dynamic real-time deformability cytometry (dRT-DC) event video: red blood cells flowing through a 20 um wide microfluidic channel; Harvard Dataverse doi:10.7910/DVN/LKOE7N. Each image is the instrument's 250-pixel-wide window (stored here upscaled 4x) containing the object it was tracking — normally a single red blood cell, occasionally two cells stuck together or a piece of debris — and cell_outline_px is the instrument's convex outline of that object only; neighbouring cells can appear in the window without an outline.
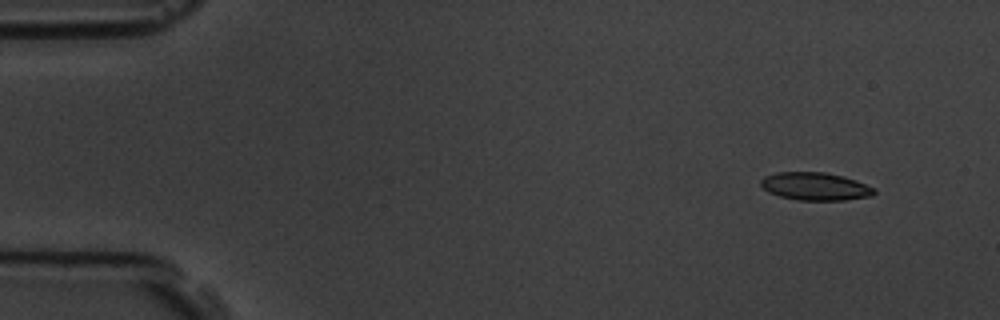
{"species": "common noctule bat (a hibernating species)", "species_latin": "Nyctalus noctula", "temperature_condition": "room temperature", "stored_images_in_passage": 4, "camera_frame_rate_fps": 3000, "um_per_image_px": 0.085, "animal": {"sex": "male", "body_mass_g": 19.5, "forearm_length_mm": 54.6}, "frame": {"image": 1, "passage_image": 1, "time_ms": 0.0, "image_size_px": [1000, 320], "cell_outline_px": [[876, 192], [872, 196], [844, 200], [800, 200], [780, 196], [768, 192], [760, 184], [760, 180], [764, 176], [776, 172], [824, 172], [844, 176], [856, 180], [876, 188]], "centroid_in_image_um": [69.31, 15.83], "position_along_channel_um": 15.7, "area_um2": 18.5}}
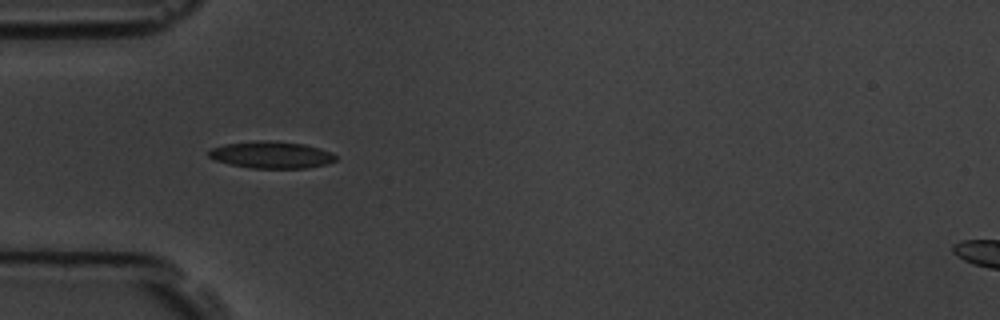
{"frame": {"image": 2, "passage_image": 4, "time_ms": 4.0, "image_size_px": [1000, 320], "cell_outline_px": [[336, 160], [324, 164], [308, 168], [252, 168], [228, 164], [216, 160], [208, 156], [208, 152], [212, 148], [224, 144], [260, 140], [276, 140], [304, 144], [320, 148], [332, 152], [336, 156]], "centroid_in_image_um": [23.07, 13.15], "position_along_channel_um": 61.9, "area_um2": 20.0}}